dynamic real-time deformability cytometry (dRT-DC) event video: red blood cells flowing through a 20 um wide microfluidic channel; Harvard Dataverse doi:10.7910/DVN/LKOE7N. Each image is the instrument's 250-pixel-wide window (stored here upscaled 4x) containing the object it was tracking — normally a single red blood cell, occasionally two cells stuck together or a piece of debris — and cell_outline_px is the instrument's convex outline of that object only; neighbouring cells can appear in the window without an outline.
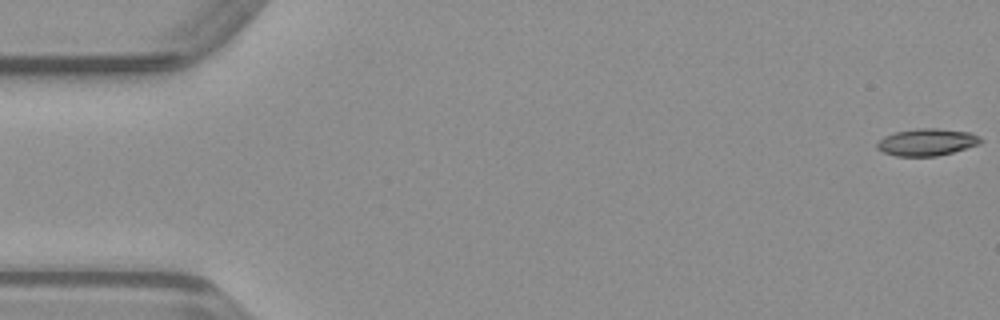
{"species": "common noctule bat (a hibernating species)", "species_latin": "Nyctalus noctula", "temperature_condition": "warm", "stored_images_in_passage": 49, "camera_frame_rate_fps": 3000, "um_per_image_px": 0.085, "animal": {"sex": "male", "body_mass_g": 23.1, "forearm_length_mm": 52.7}, "frame": {"image": 1, "passage_image": 1, "time_ms": 0.0, "image_size_px": [1000, 320], "cell_outline_px": [[984, 140], [980, 144], [952, 152], [936, 156], [896, 156], [884, 152], [876, 148], [876, 144], [884, 136], [896, 132], [916, 128], [936, 128], [972, 132], [980, 136]], "centroid_in_image_um": [78.82, 12.07], "position_along_channel_um": 6.2, "area_um2": 16.42}}
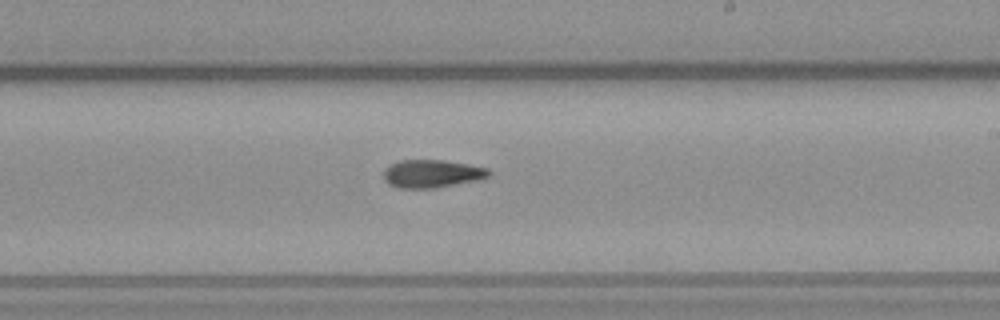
{"frame": {"image": 2, "passage_image": 29, "time_ms": 9.333, "image_size_px": [1000, 320], "cell_outline_px": [[492, 172], [488, 176], [476, 180], [432, 188], [400, 188], [388, 184], [384, 180], [384, 168], [400, 160], [444, 160], [468, 164], [488, 168]], "centroid_in_image_um": [36.69, 14.75], "position_along_channel_um": 252.3, "area_um2": 16.99}}
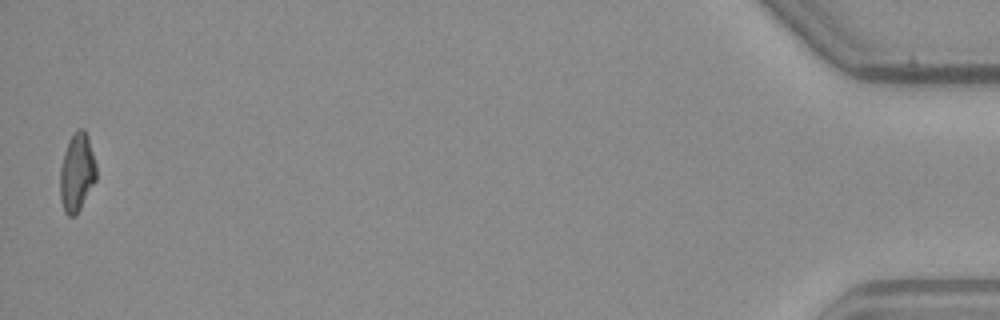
{"frame": {"image": 3, "passage_image": 49, "time_ms": 16.0, "image_size_px": [1000, 320], "cell_outline_px": [[96, 180], [76, 216], [68, 216], [64, 212], [60, 200], [60, 168], [64, 152], [76, 128], [84, 128], [88, 136], [96, 164]], "centroid_in_image_um": [6.54, 14.68], "position_along_channel_um": 428.7, "area_um2": 16.59}}